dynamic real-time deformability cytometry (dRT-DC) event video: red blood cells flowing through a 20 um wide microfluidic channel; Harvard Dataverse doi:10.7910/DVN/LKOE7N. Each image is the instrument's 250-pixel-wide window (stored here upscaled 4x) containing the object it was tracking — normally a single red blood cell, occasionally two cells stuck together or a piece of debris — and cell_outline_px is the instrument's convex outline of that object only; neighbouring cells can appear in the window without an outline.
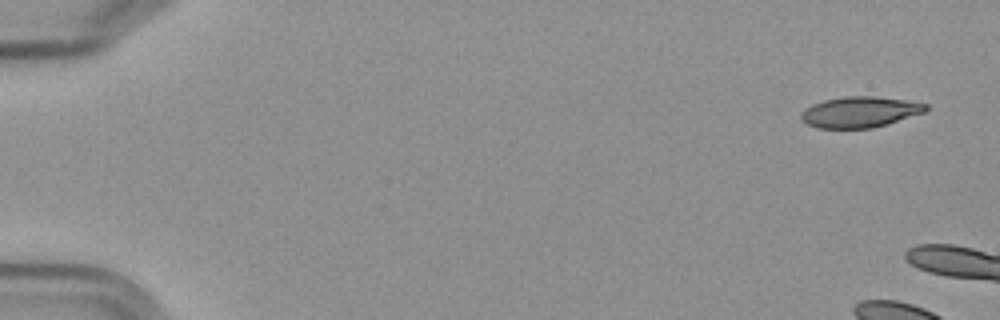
{"species": "Egyptian fruit bat (a non-hibernating species)", "species_latin": "Rousettus aegyptiacus", "temperature_condition": "cold", "stored_images_in_passage": 5, "camera_frame_rate_fps": 3000, "um_per_image_px": 0.085, "frame": {"image": 1, "passage_image": 1, "time_ms": 0.0, "image_size_px": [1000, 320], "cell_outline_px": [[928, 108], [924, 112], [872, 128], [816, 128], [808, 124], [800, 116], [800, 112], [804, 108], [812, 104], [824, 100], [844, 96], [872, 96], [904, 100], [928, 104]], "centroid_in_image_um": [73.04, 9.51], "position_along_channel_um": 12.0, "area_um2": 22.2}}